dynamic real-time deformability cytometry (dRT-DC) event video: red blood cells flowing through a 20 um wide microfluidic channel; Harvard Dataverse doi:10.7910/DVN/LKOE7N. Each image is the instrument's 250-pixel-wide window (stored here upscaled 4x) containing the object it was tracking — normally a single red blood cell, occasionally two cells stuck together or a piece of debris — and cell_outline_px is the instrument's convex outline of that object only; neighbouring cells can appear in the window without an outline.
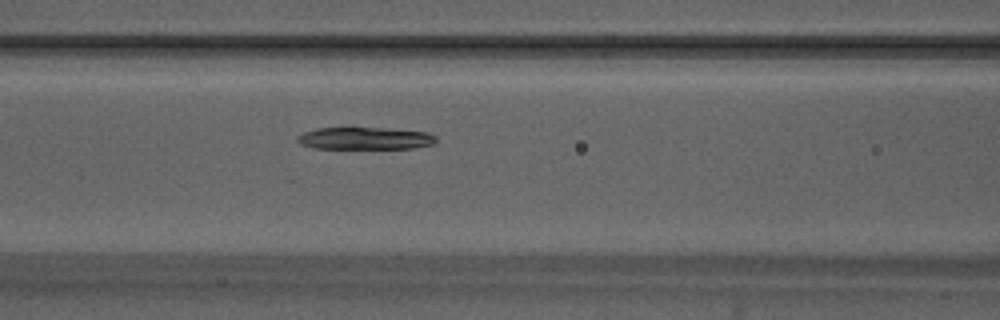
{"species": "Egyptian fruit bat (a non-hibernating species)", "species_latin": "Rousettus aegyptiacus", "temperature_condition": "warm", "stored_images_in_passage": 38, "segment_of_instrument_passage": [1, 2], "camera_frame_rate_fps": 3000, "um_per_image_px": 0.085, "animal": {"sex": "male"}, "frame": {"image": 1, "passage_image": 12, "time_ms": 3.667, "image_size_px": [1000, 320], "cell_outline_px": [[436, 144], [412, 148], [312, 148], [300, 144], [296, 140], [296, 136], [304, 132], [316, 128], [388, 128], [428, 132], [436, 136]], "centroid_in_image_um": [31.03, 11.76], "position_along_channel_um": 135.6, "area_um2": 18.09}}
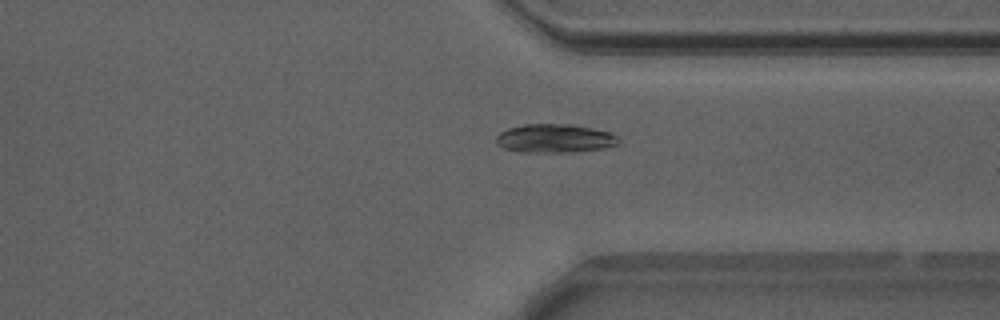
{"frame": {"image": 2, "passage_image": 30, "time_ms": 9.667, "image_size_px": [1000, 320], "cell_outline_px": [[620, 140], [616, 144], [604, 148], [576, 152], [520, 152], [504, 148], [496, 144], [496, 136], [500, 132], [508, 128], [524, 124], [576, 124], [608, 132], [616, 136]], "centroid_in_image_um": [47.13, 11.76], "position_along_channel_um": 364.3, "area_um2": 20.52}}
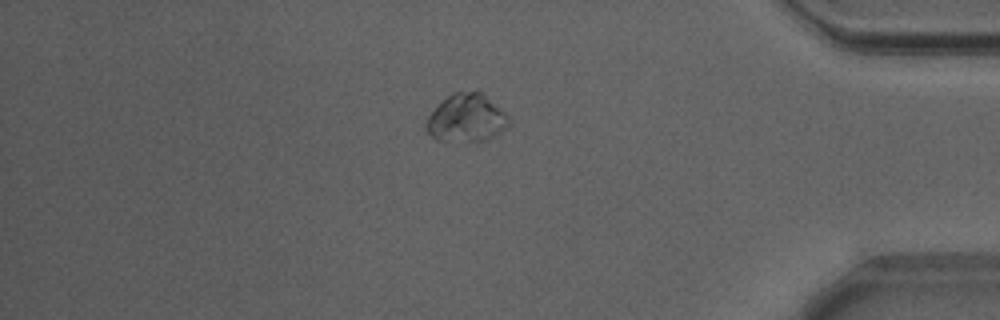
{"frame": {"image": 3, "passage_image": 35, "time_ms": 11.333, "image_size_px": [1000, 320], "cell_outline_px": [[512, 124], [508, 128], [488, 140], [476, 144], [436, 140], [424, 128], [424, 124], [428, 116], [452, 92], [480, 88], [512, 120]], "centroid_in_image_um": [39.7, 10.06], "position_along_channel_um": 395.5, "area_um2": 24.22}}